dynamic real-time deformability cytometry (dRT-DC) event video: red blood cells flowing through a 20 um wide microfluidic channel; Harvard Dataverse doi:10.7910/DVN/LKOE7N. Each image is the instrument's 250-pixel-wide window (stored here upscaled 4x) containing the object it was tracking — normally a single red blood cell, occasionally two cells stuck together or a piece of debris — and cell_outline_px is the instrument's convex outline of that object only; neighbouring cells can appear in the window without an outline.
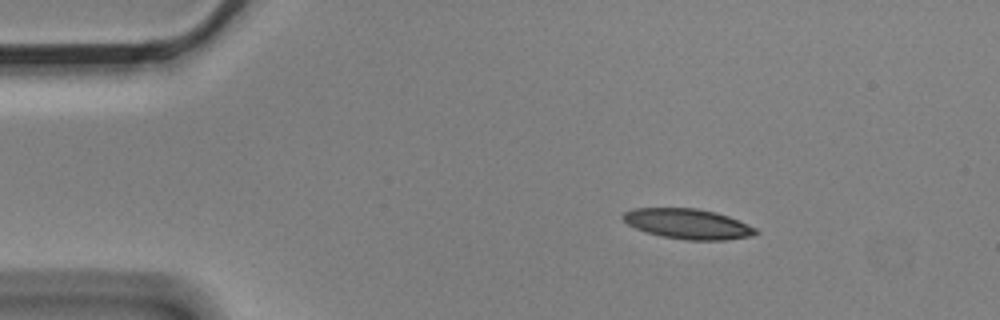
{"species": "Egyptian fruit bat (a non-hibernating species)", "species_latin": "Rousettus aegyptiacus", "temperature_condition": "cold", "stored_images_in_passage": 4, "camera_frame_rate_fps": 3000, "um_per_image_px": 0.085, "animal": {"sex": "male"}, "frame": {"image": 1, "passage_image": 2, "time_ms": 0.333, "image_size_px": [1000, 320], "cell_outline_px": [[760, 232], [752, 236], [724, 240], [688, 240], [664, 236], [648, 232], [636, 228], [628, 224], [620, 216], [624, 212], [632, 208], [696, 208], [716, 212], [728, 216], [748, 224], [756, 228]], "centroid_in_image_um": [58.49, 19.02], "position_along_channel_um": 26.5, "area_um2": 23.24}}